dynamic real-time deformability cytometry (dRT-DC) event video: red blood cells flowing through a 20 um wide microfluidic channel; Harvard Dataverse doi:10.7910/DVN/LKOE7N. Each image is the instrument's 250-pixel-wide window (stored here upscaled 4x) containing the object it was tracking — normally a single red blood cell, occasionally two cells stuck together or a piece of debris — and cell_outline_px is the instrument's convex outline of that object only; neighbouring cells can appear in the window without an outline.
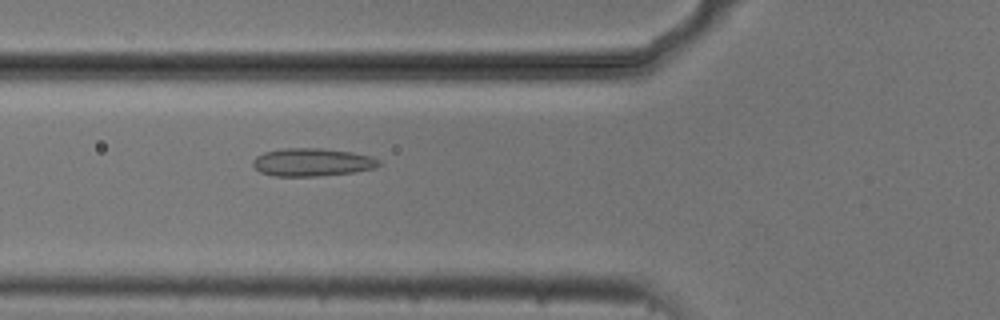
{"species": "common noctule bat (a hibernating species)", "species_latin": "Nyctalus noctula", "temperature_condition": "cold", "stored_images_in_passage": 49, "camera_frame_rate_fps": 3000, "um_per_image_px": 0.085, "animal": {"sex": "male", "body_mass_g": 20.5, "forearm_length_mm": 52.5}, "frame": {"image": 1, "passage_image": 15, "time_ms": 4.667, "image_size_px": [1000, 320], "cell_outline_px": [[380, 164], [376, 168], [356, 172], [316, 176], [272, 176], [260, 172], [252, 164], [252, 160], [256, 156], [264, 152], [284, 148], [320, 148], [352, 152], [372, 156], [380, 160]], "centroid_in_image_um": [26.54, 13.79], "position_along_channel_um": 99.3, "area_um2": 20.69}}
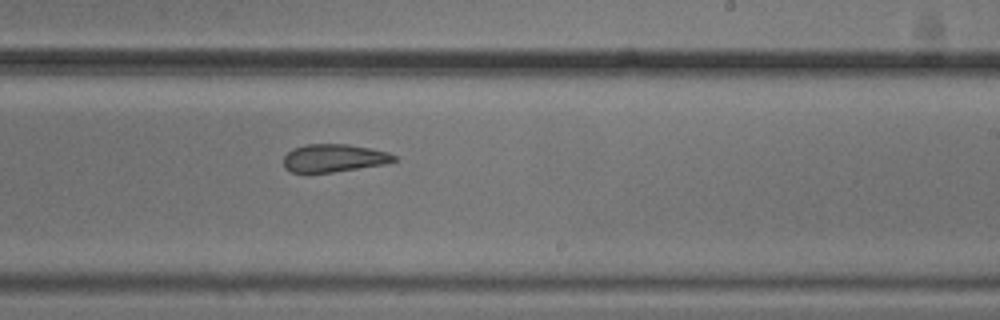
{"frame": {"image": 2, "passage_image": 28, "time_ms": 9.0, "image_size_px": [1000, 320], "cell_outline_px": [[400, 160], [384, 164], [332, 172], [292, 172], [284, 168], [284, 156], [292, 148], [304, 144], [348, 144], [372, 148], [388, 152], [396, 156]], "centroid_in_image_um": [28.4, 13.42], "position_along_channel_um": 260.6, "area_um2": 18.03}}
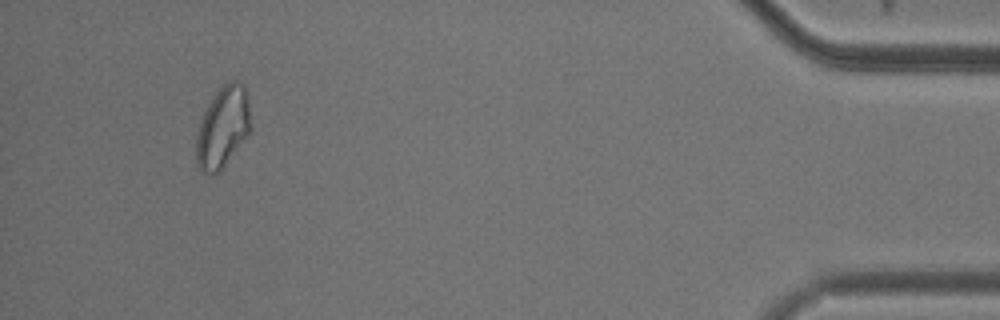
{"frame": {"image": 3, "passage_image": 46, "time_ms": 15.0, "image_size_px": [1000, 320], "cell_outline_px": [[252, 128], [248, 136], [224, 164], [212, 176], [208, 176], [196, 164], [196, 136], [200, 120], [216, 88], [228, 80], [236, 80], [244, 84], [248, 92], [252, 124]], "centroid_in_image_um": [18.96, 10.73], "position_along_channel_um": 416.2, "area_um2": 26.36}, "authors_computed_cell_mechanics": {"area_um2": 20.6924, "velocity_mm_per_s": 3.718, "shape_relaxation_time_tau1_ms": null, "shape_relaxation_time_tau2_ms": 2.608, "deformation_change_tau1": null, "deformation_change_tau2": 0.0739}}